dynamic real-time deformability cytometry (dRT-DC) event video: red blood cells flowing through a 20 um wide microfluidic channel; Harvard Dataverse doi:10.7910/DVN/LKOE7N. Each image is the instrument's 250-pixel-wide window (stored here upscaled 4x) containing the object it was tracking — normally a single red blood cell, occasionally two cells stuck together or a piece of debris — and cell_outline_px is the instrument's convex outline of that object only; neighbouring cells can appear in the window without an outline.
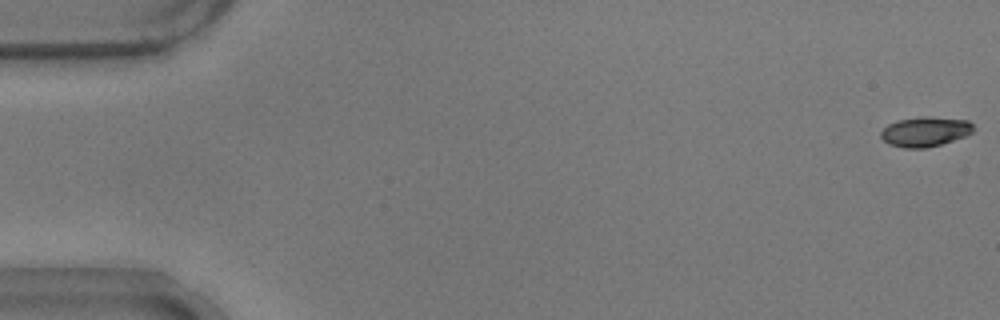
{"species": "common noctule bat (a hibernating species)", "species_latin": "Nyctalus noctula", "temperature_condition": "warm", "stored_images_in_passage": 55, "camera_frame_rate_fps": 3000, "um_per_image_px": 0.085, "animal": {"sex": "male", "body_mass_g": 17.9}, "frame": {"image": 1, "passage_image": 1, "time_ms": 0.0, "image_size_px": [1000, 320], "cell_outline_px": [[976, 128], [972, 132], [964, 136], [940, 144], [924, 148], [904, 148], [888, 144], [880, 136], [880, 132], [888, 124], [896, 120], [920, 116], [928, 116], [968, 120]], "centroid_in_image_um": [78.62, 11.17], "position_along_channel_um": 6.4, "area_um2": 16.13}}
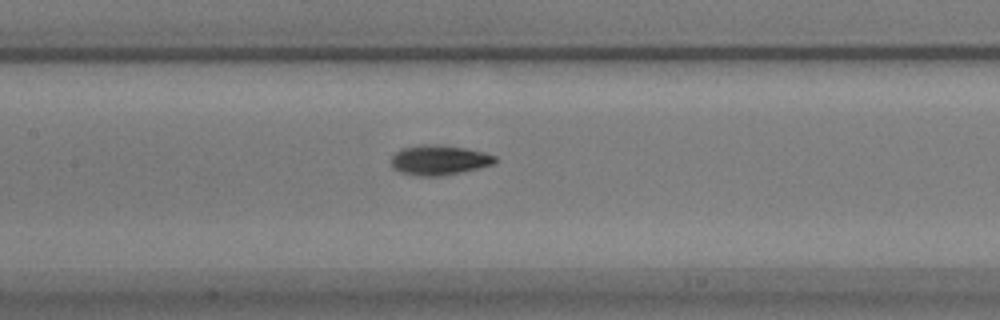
{"frame": {"image": 2, "passage_image": 26, "time_ms": 8.333, "image_size_px": [1000, 320], "cell_outline_px": [[496, 164], [480, 168], [440, 176], [420, 176], [400, 172], [392, 168], [392, 156], [400, 148], [420, 144], [436, 144], [464, 148], [484, 152], [496, 156]], "centroid_in_image_um": [37.33, 13.6], "position_along_channel_um": 170.1, "area_um2": 18.21}}
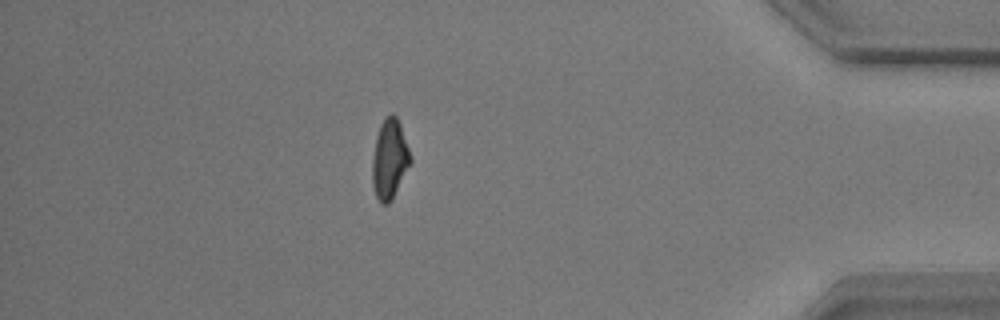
{"frame": {"image": 3, "passage_image": 48, "time_ms": 15.667, "image_size_px": [1000, 320], "cell_outline_px": [[412, 160], [392, 200], [388, 204], [380, 204], [376, 196], [372, 184], [372, 160], [376, 136], [380, 124], [392, 112], [396, 116], [400, 124], [412, 156]], "centroid_in_image_um": [33.11, 13.55], "position_along_channel_um": 402.1, "area_um2": 17.74}, "authors_computed_cell_mechanics": {"area_um2": 17.1666, "velocity_mm_per_s": 3.7265, "shape_relaxation_time_tau1_ms": 3.1185, "shape_relaxation_time_tau2_ms": 3.1637, "deformation_change_tau1": 0.1222, "deformation_change_tau2": 0.0893}}